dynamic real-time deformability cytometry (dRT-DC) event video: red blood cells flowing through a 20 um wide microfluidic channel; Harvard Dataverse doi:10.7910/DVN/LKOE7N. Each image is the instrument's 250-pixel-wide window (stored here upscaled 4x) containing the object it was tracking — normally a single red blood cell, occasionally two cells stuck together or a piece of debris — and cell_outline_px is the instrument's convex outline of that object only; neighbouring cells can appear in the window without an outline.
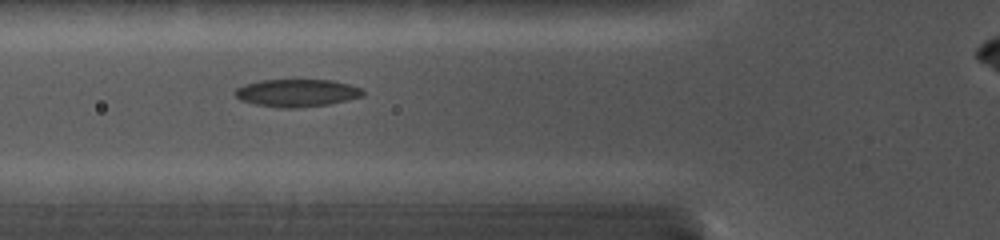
{"species": "common noctule bat (a hibernating species)", "species_latin": "Nyctalus noctula", "temperature_condition": "cold", "stored_images_in_passage": 5, "camera_frame_rate_fps": 5000, "um_per_image_px": 0.085, "animal": {"sex": "female", "body_mass_g": 19.0, "forearm_length_mm": 56.7}, "frame": {"image": 1, "passage_image": 2, "time_ms": 0.6, "image_size_px": [1000, 240], "cell_outline_px": [[364, 96], [348, 100], [328, 104], [296, 108], [280, 108], [256, 104], [240, 100], [232, 92], [236, 88], [244, 84], [260, 80], [332, 80], [348, 84], [360, 88], [364, 92]], "centroid_in_image_um": [25.21, 7.9], "position_along_channel_um": 100.6, "area_um2": 20.58}}
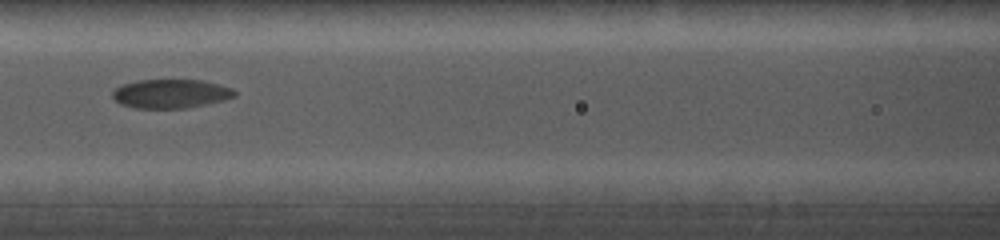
{"frame": {"image": 2, "passage_image": 4, "time_ms": 2.0, "image_size_px": [1000, 240], "cell_outline_px": [[236, 96], [224, 100], [208, 104], [188, 108], [136, 108], [120, 104], [112, 96], [112, 92], [116, 88], [124, 84], [140, 80], [204, 80], [232, 88], [236, 92]], "centroid_in_image_um": [14.55, 7.97], "position_along_channel_um": 152.1, "area_um2": 20.58}}